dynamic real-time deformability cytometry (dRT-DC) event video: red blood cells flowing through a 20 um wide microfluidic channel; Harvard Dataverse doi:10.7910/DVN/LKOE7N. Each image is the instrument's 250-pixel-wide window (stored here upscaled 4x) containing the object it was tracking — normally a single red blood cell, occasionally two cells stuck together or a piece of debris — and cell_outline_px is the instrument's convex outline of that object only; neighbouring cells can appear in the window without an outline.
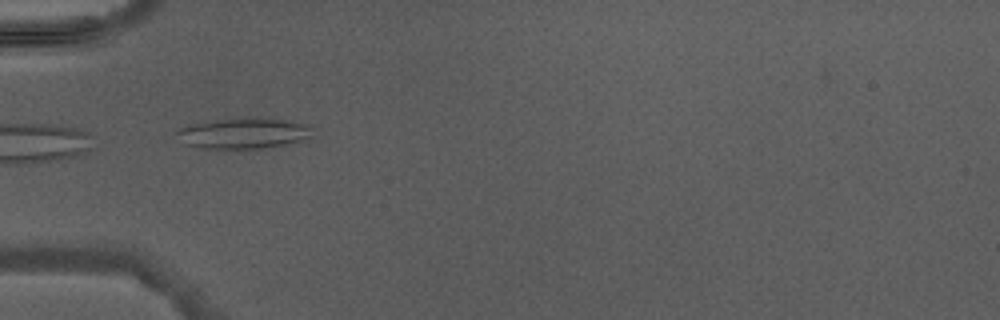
{"species": "Egyptian fruit bat (a non-hibernating species)", "species_latin": "Rousettus aegyptiacus", "temperature_condition": "warm", "stored_images_in_passage": 4, "camera_frame_rate_fps": 3000, "um_per_image_px": 0.085, "animal": {"sex": "male"}, "frame": {"image": 1, "passage_image": 4, "time_ms": 5.0, "image_size_px": [1000, 320], "cell_outline_px": [[312, 136], [292, 144], [264, 148], [204, 148], [184, 144], [176, 132], [180, 128], [192, 124], [220, 120], [284, 120], [312, 124]], "centroid_in_image_um": [20.78, 11.37], "position_along_channel_um": 64.2, "area_um2": 23.47}}